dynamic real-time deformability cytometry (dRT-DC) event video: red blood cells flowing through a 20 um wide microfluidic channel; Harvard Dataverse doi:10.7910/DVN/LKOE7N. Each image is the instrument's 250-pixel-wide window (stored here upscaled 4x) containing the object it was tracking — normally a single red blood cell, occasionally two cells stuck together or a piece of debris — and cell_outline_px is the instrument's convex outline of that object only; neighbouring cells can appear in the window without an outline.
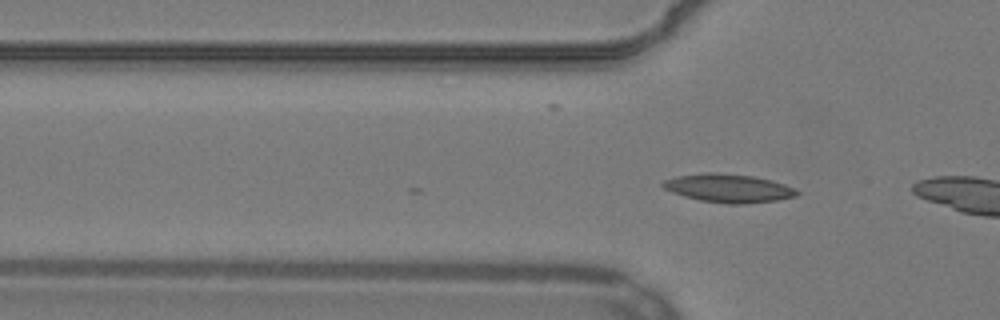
{"species": "common noctule bat (a hibernating species)", "species_latin": "Nyctalus noctula", "temperature_condition": "warm", "stored_images_in_passage": 3, "camera_frame_rate_fps": 3000, "um_per_image_px": 0.085, "animal": {"sex": "male", "body_mass_g": 19.2, "forearm_length_mm": 51.8}, "frame": {"image": 1, "passage_image": 3, "time_ms": 0.667, "image_size_px": [1000, 320], "cell_outline_px": [[800, 192], [796, 196], [776, 200], [744, 204], [728, 204], [700, 200], [684, 196], [672, 192], [664, 188], [660, 184], [664, 180], [676, 176], [704, 172], [716, 172], [756, 176], [772, 180], [784, 184]], "centroid_in_image_um": [61.9, 15.98], "position_along_channel_um": 63.9, "area_um2": 22.25}}